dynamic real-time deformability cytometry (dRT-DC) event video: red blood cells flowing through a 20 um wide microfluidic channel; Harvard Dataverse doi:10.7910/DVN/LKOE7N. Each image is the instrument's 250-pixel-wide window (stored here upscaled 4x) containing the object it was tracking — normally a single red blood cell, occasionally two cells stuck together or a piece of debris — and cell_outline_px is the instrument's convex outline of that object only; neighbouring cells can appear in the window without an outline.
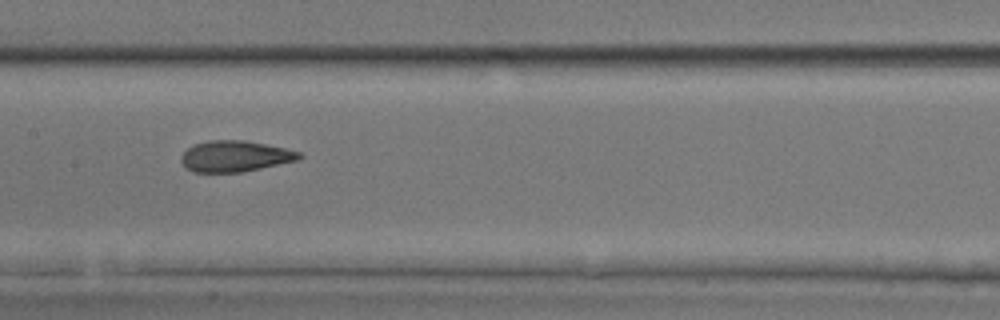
{"species": "common noctule bat (a hibernating species)", "species_latin": "Nyctalus noctula", "temperature_condition": "room temperature", "stored_images_in_passage": 8, "camera_frame_rate_fps": 3000, "um_per_image_px": 0.085, "animal": {"sex": "male", "body_mass_g": 17.9, "forearm_length_mm": 54.2}, "frame": {"image": 1, "passage_image": 7, "time_ms": 2.0, "image_size_px": [1000, 320], "cell_outline_px": [[304, 156], [296, 160], [260, 168], [240, 172], [192, 172], [180, 160], [180, 156], [192, 144], [208, 140], [244, 140], [284, 148], [300, 152]], "centroid_in_image_um": [19.94, 13.27], "position_along_channel_um": 187.5, "area_um2": 21.15}}